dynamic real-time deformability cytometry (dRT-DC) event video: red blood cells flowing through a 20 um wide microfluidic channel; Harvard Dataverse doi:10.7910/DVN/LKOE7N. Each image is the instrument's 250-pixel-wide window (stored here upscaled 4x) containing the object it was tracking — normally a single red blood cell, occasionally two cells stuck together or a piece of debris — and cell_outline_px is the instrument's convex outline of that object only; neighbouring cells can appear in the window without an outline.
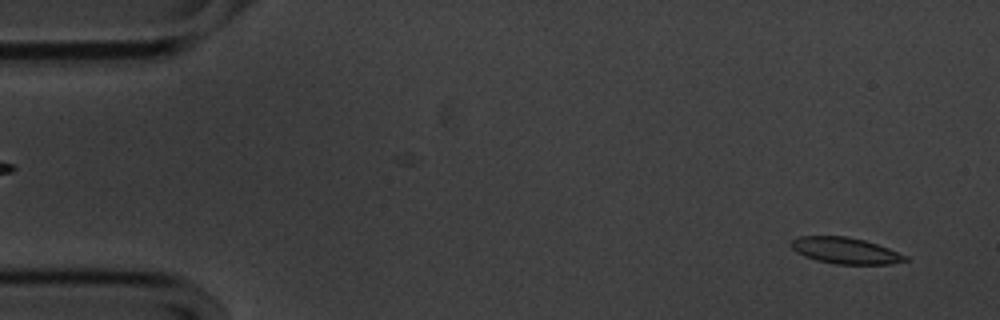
{"species": "common noctule bat (a hibernating species)", "species_latin": "Nyctalus noctula", "temperature_condition": "cold", "stored_images_in_passage": 56, "segment_of_instrument_passage": [1, 2], "camera_frame_rate_fps": 3000, "um_per_image_px": 0.085, "animal": {"sex": "male", "body_mass_g": 20.1, "forearm_length_mm": 53.5}, "frame": {"image": 1, "passage_image": 3, "time_ms": 0.667, "image_size_px": [1000, 320], "cell_outline_px": [[908, 260], [888, 264], [836, 264], [816, 260], [804, 256], [796, 252], [792, 248], [792, 240], [796, 236], [848, 236], [864, 240], [888, 248], [908, 256]], "centroid_in_image_um": [71.84, 21.3], "position_along_channel_um": 13.2, "area_um2": 17.4}}
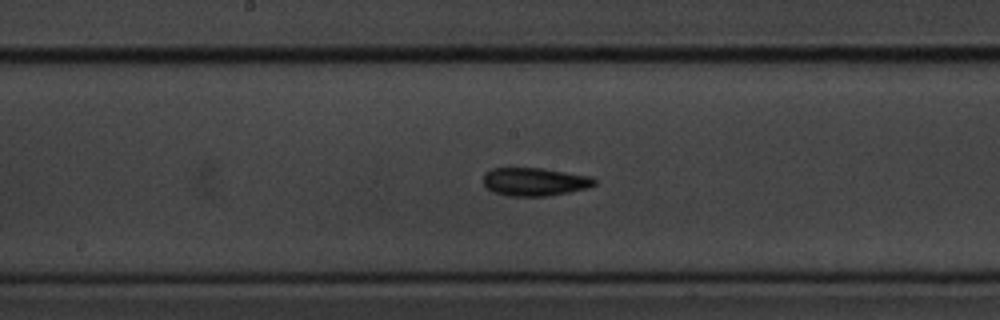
{"frame": {"image": 2, "passage_image": 28, "time_ms": 9.0, "image_size_px": [1000, 320], "cell_outline_px": [[596, 184], [588, 188], [548, 196], [508, 196], [492, 192], [484, 184], [484, 172], [492, 168], [544, 168], [592, 176], [596, 180]], "centroid_in_image_um": [45.46, 15.44], "position_along_channel_um": 202.7, "area_um2": 18.44}}
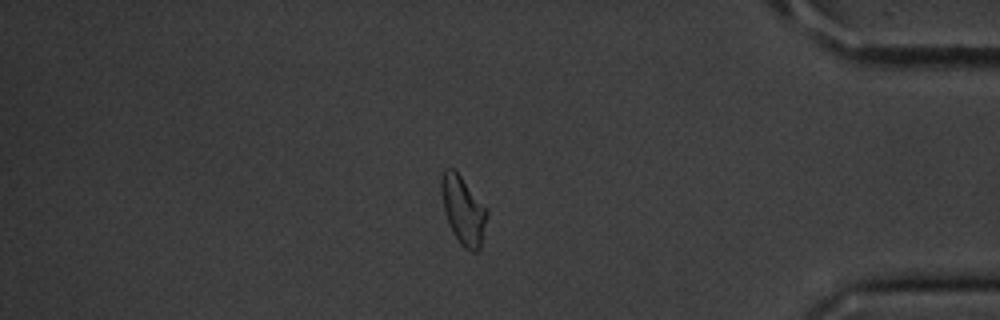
{"frame": {"image": 3, "passage_image": 47, "time_ms": 15.333, "image_size_px": [1000, 320], "cell_outline_px": [[488, 212], [480, 252], [472, 252], [464, 248], [460, 244], [452, 232], [444, 212], [440, 192], [440, 176], [448, 168], [452, 168], [460, 176], [488, 208]], "centroid_in_image_um": [39.37, 17.91], "position_along_channel_um": 395.8, "area_um2": 18.38}}